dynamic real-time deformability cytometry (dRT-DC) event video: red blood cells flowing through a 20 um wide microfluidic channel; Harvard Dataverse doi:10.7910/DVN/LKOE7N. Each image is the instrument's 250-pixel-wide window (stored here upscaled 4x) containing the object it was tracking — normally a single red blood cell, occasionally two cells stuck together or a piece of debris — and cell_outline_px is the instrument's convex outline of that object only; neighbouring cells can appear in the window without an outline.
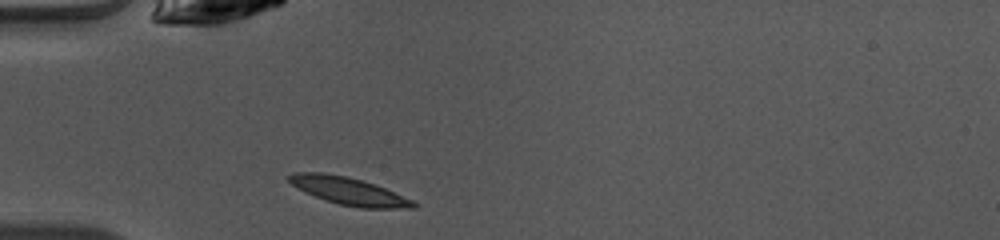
{"species": "common noctule bat (a hibernating species)", "species_latin": "Nyctalus noctula", "temperature_condition": "warm", "stored_images_in_passage": 35, "camera_frame_rate_fps": 3000, "um_per_image_px": 0.085, "animal": {"sex": "female", "body_mass_g": 10.0, "forearm_length_mm": 53.1}, "frame": {"image": 1, "passage_image": 1, "time_ms": 0.0, "image_size_px": [1000, 240], "cell_outline_px": [[416, 208], [360, 208], [340, 204], [316, 196], [292, 184], [284, 176], [292, 172], [324, 172], [344, 176], [376, 184], [412, 200], [416, 204]], "centroid_in_image_um": [29.63, 16.22], "position_along_channel_um": 55.4, "area_um2": 19.59}}
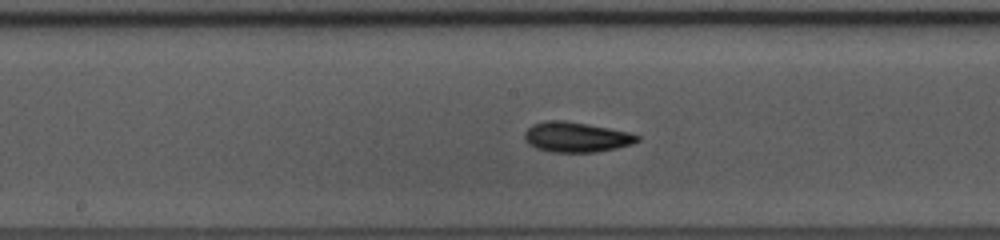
{"frame": {"image": 2, "passage_image": 12, "time_ms": 3.667, "image_size_px": [1000, 240], "cell_outline_px": [[640, 140], [632, 144], [616, 148], [596, 152], [552, 152], [536, 148], [528, 144], [524, 140], [524, 132], [532, 124], [544, 120], [564, 120], [588, 124], [628, 132], [640, 136]], "centroid_in_image_um": [48.94, 11.65], "position_along_channel_um": 199.3, "area_um2": 19.88}}
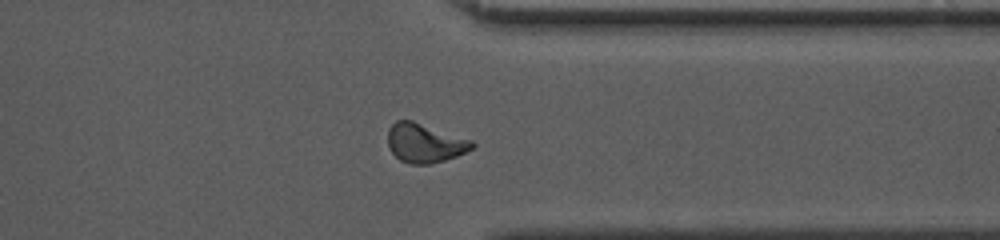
{"frame": {"image": 3, "passage_image": 25, "time_ms": 8.0, "image_size_px": [1000, 240], "cell_outline_px": [[476, 144], [472, 148], [456, 156], [444, 160], [428, 164], [412, 164], [400, 160], [392, 152], [388, 144], [388, 128], [396, 120], [412, 120], [472, 140]], "centroid_in_image_um": [36.09, 12.14], "position_along_channel_um": 375.3, "area_um2": 19.02}, "authors_computed_cell_mechanics": {"area_um2": 18.785, "velocity_mm_per_s": 4.1074, "shape_relaxation_time_tau1_ms": 3.7754, "shape_relaxation_time_tau2_ms": 2.2889, "deformation_change_tau1": 0.1529, "deformation_change_tau2": 0.0902}}